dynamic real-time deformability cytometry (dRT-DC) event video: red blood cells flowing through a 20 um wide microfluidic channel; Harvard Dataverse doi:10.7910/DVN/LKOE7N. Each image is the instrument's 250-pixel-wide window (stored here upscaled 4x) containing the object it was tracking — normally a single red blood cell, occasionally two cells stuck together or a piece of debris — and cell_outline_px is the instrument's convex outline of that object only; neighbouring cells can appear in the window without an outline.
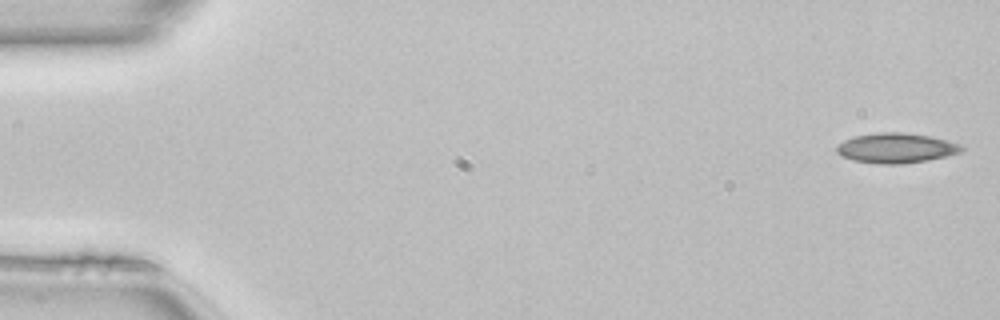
{"species": "common noctule bat (a hibernating species)", "species_latin": "Nyctalus noctula", "temperature_condition": "room temperature", "stored_images_in_passage": 47, "camera_frame_rate_fps": 3000, "um_per_image_px": 0.085, "animal": {"sex": "female", "body_mass_g": 22.7, "forearm_length_mm": 54.2}, "frame": {"image": 1, "passage_image": 1, "time_ms": 0.0, "image_size_px": [1000, 320], "cell_outline_px": [[964, 148], [960, 152], [928, 160], [900, 164], [876, 164], [852, 160], [840, 156], [836, 152], [836, 144], [844, 140], [856, 136], [880, 132], [900, 132], [932, 136], [948, 140], [960, 144]], "centroid_in_image_um": [76.13, 12.58], "position_along_channel_um": 8.9, "area_um2": 21.91}}
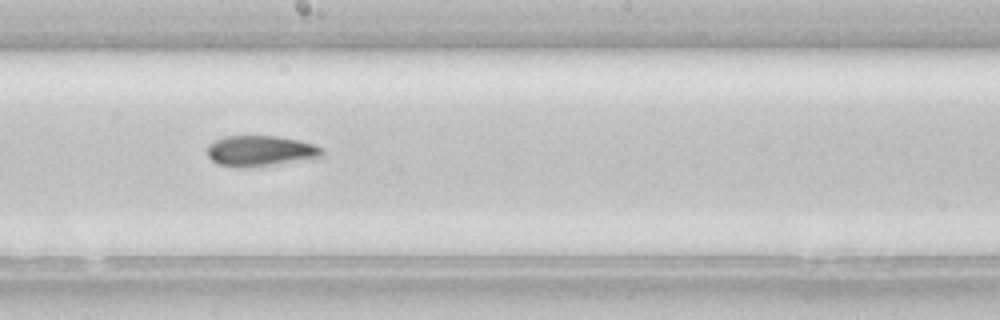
{"frame": {"image": 2, "passage_image": 27, "time_ms": 8.667, "image_size_px": [1000, 320], "cell_outline_px": [[324, 152], [320, 156], [276, 164], [244, 168], [236, 168], [216, 164], [208, 156], [208, 144], [224, 136], [276, 136], [300, 140], [324, 148]], "centroid_in_image_um": [22.08, 12.83], "position_along_channel_um": 226.1, "area_um2": 20.46}}
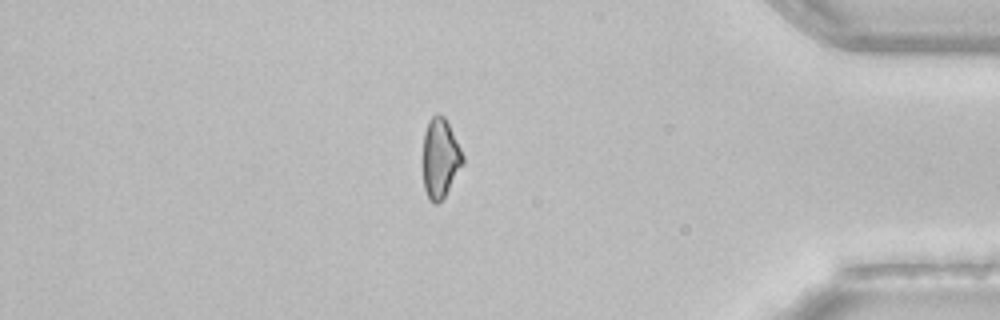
{"frame": {"image": 3, "passage_image": 42, "time_ms": 13.667, "image_size_px": [1000, 320], "cell_outline_px": [[464, 164], [444, 196], [436, 204], [432, 204], [428, 200], [424, 188], [424, 132], [428, 120], [436, 112], [444, 116], [464, 156]], "centroid_in_image_um": [37.42, 13.44], "position_along_channel_um": 397.8, "area_um2": 18.32}}